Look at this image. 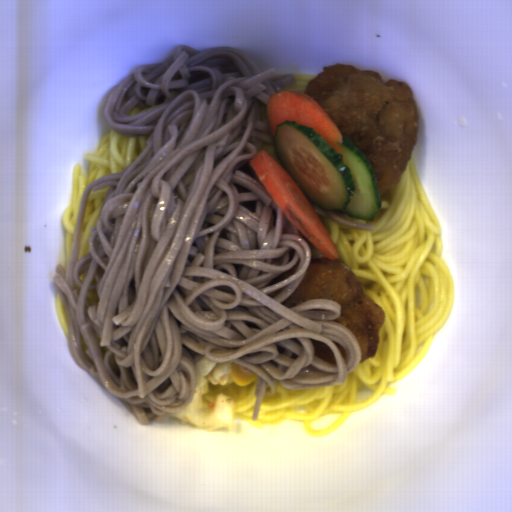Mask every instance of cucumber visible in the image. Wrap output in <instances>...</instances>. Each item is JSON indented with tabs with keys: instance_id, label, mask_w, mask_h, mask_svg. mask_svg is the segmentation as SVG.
I'll return each mask as SVG.
<instances>
[{
	"instance_id": "1",
	"label": "cucumber",
	"mask_w": 512,
	"mask_h": 512,
	"mask_svg": "<svg viewBox=\"0 0 512 512\" xmlns=\"http://www.w3.org/2000/svg\"><path fill=\"white\" fill-rule=\"evenodd\" d=\"M340 153L313 127L288 120L276 125L275 154L314 204L352 217L374 220L382 208L375 170L368 157L343 136Z\"/></svg>"
}]
</instances>
